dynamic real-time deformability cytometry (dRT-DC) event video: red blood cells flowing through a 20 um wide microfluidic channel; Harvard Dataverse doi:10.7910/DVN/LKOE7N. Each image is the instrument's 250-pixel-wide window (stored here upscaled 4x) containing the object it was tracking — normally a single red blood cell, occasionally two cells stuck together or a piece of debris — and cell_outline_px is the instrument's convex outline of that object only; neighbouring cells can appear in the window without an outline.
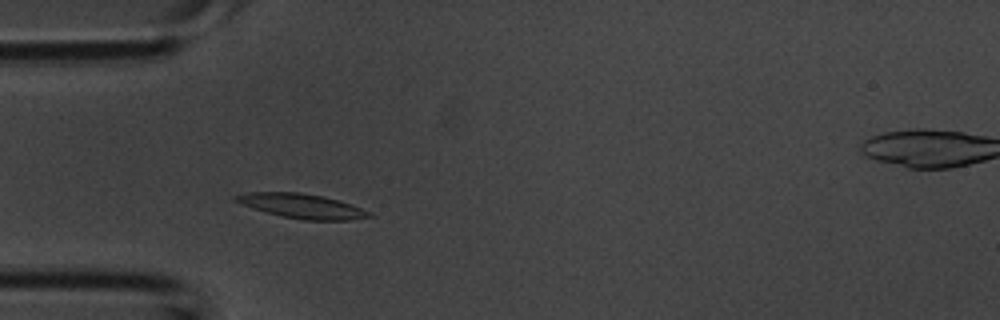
{"species": "common noctule bat (a hibernating species)", "species_latin": "Nyctalus noctula", "temperature_condition": "room temperature", "stored_images_in_passage": 27, "camera_frame_rate_fps": 3000, "um_per_image_px": 0.085, "animal": {"sex": "male", "body_mass_g": 20.1, "forearm_length_mm": 53.5}, "frame": {"image": 1, "passage_image": 5, "time_ms": 1.333, "image_size_px": [1000, 320], "cell_outline_px": [[372, 216], [348, 220], [304, 220], [280, 216], [252, 208], [232, 200], [232, 196], [248, 192], [300, 192], [324, 196], [340, 200], [372, 212]], "centroid_in_image_um": [25.64, 17.5], "position_along_channel_um": 59.4, "area_um2": 19.19}}
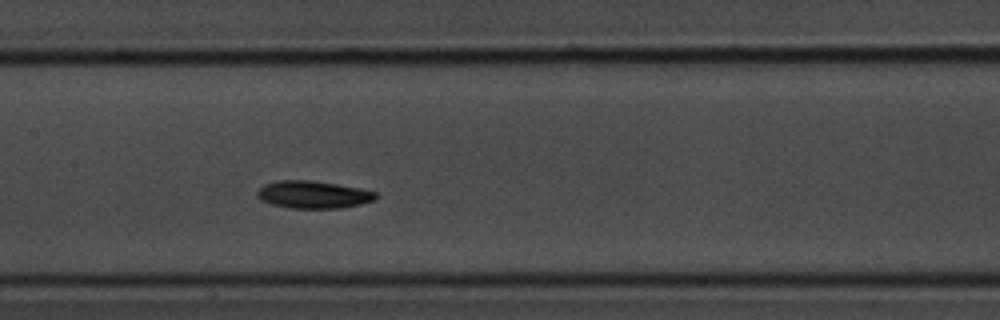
{"frame": {"image": 2, "passage_image": 13, "time_ms": 4.0, "image_size_px": [1000, 320], "cell_outline_px": [[376, 196], [372, 200], [360, 204], [340, 208], [288, 208], [272, 204], [260, 200], [256, 196], [256, 192], [264, 184], [276, 180], [312, 180], [336, 184], [376, 192]], "centroid_in_image_um": [26.54, 16.54], "position_along_channel_um": 180.9, "area_um2": 18.84}}
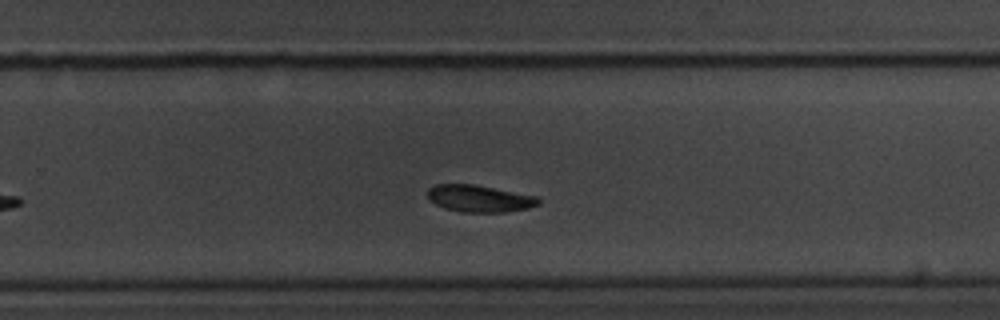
{"frame": {"image": 3, "passage_image": 20, "time_ms": 6.333, "image_size_px": [1000, 320], "cell_outline_px": [[540, 204], [528, 208], [508, 212], [460, 212], [444, 208], [428, 200], [428, 188], [436, 184], [476, 184], [536, 196], [540, 200]], "centroid_in_image_um": [40.74, 16.87], "position_along_channel_um": 289.1, "area_um2": 17.57}}